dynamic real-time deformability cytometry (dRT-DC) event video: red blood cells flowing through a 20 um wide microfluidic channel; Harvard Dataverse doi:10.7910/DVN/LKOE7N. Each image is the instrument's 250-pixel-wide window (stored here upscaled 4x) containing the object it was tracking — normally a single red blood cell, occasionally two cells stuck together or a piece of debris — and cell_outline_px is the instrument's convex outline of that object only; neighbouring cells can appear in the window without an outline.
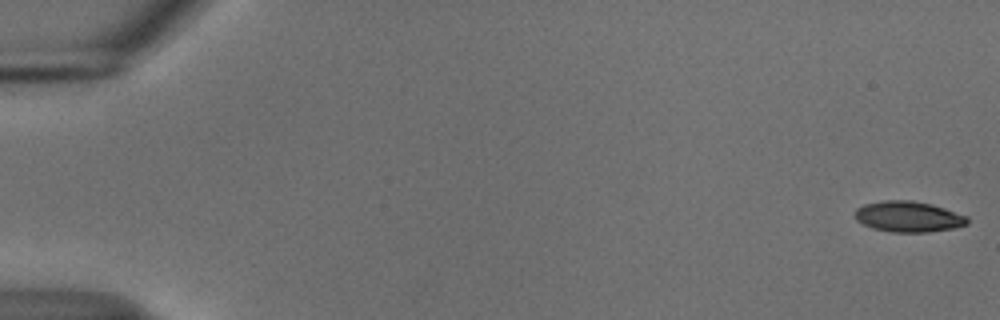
{"species": "common noctule bat (a hibernating species)", "species_latin": "Nyctalus noctula", "temperature_condition": "cold", "stored_images_in_passage": 22, "camera_frame_rate_fps": 3000, "um_per_image_px": 0.085, "animal": {"sex": "male", "body_mass_g": 18.8}, "frame": {"image": 1, "passage_image": 1, "time_ms": 0.0, "image_size_px": [1000, 320], "cell_outline_px": [[968, 224], [952, 228], [928, 232], [892, 232], [872, 228], [856, 220], [852, 216], [856, 208], [864, 204], [884, 200], [912, 200], [932, 204], [968, 216]], "centroid_in_image_um": [77.18, 18.4], "position_along_channel_um": 7.8, "area_um2": 20.29}}
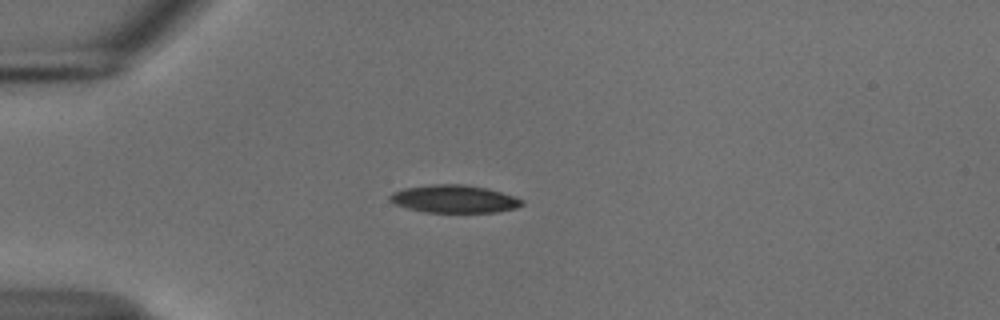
{"frame": {"image": 2, "passage_image": 15, "time_ms": 4.667, "image_size_px": [1000, 320], "cell_outline_px": [[524, 204], [516, 208], [496, 212], [424, 212], [408, 208], [396, 204], [388, 200], [388, 196], [392, 192], [404, 188], [432, 184], [464, 184], [488, 188], [524, 200]], "centroid_in_image_um": [38.59, 16.9], "position_along_channel_um": 46.4, "area_um2": 21.39}}
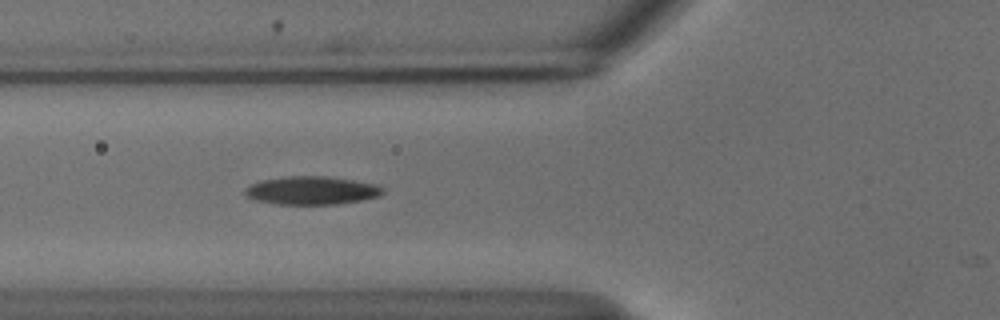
{"frame": {"image": 3, "passage_image": 21, "time_ms": 6.667, "image_size_px": [1000, 320], "cell_outline_px": [[384, 192], [380, 196], [360, 200], [336, 204], [276, 204], [256, 200], [248, 196], [244, 192], [244, 188], [252, 184], [264, 180], [284, 176], [324, 176], [352, 180], [376, 184], [384, 188]], "centroid_in_image_um": [26.5, 16.19], "position_along_channel_um": 99.3, "area_um2": 22.48}}